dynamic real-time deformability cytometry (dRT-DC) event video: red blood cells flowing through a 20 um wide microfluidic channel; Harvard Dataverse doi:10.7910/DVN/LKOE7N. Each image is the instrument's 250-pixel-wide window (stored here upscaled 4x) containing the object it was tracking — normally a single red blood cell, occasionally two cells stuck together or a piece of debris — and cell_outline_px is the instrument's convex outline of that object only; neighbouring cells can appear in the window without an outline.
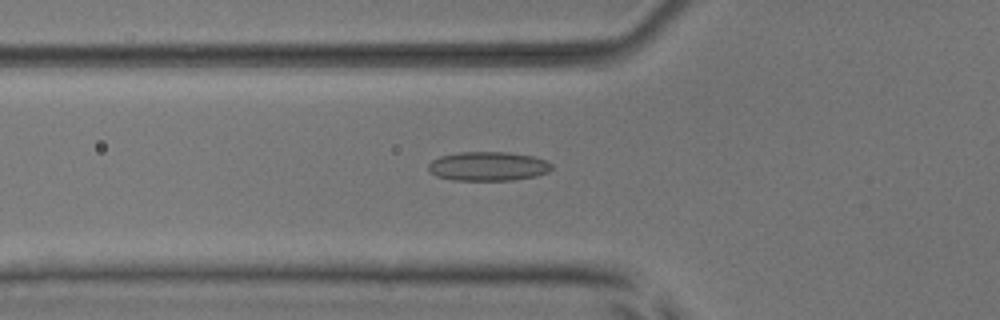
{"species": "common noctule bat (a hibernating species)", "species_latin": "Nyctalus noctula", "temperature_condition": "room temperature", "stored_images_in_passage": 43, "camera_frame_rate_fps": 3000, "um_per_image_px": 0.085, "animal": {"sex": "male", "body_mass_g": 17.9, "forearm_length_mm": 54.2}, "frame": {"image": 1, "passage_image": 9, "time_ms": 2.667, "image_size_px": [1000, 320], "cell_outline_px": [[552, 168], [548, 172], [536, 176], [512, 180], [452, 180], [436, 176], [428, 168], [428, 164], [432, 160], [440, 156], [460, 152], [508, 152], [532, 156], [544, 160], [552, 164]], "centroid_in_image_um": [41.48, 14.13], "position_along_channel_um": 84.3, "area_um2": 20.87}}
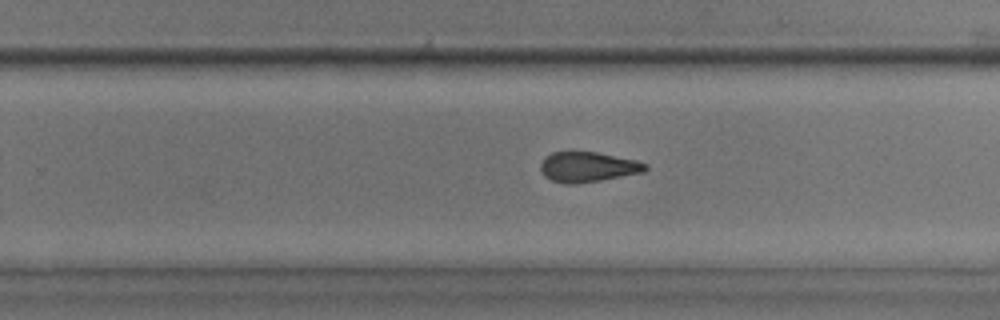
{"frame": {"image": 2, "passage_image": 24, "time_ms": 7.667, "image_size_px": [1000, 320], "cell_outline_px": [[648, 168], [644, 172], [600, 180], [576, 184], [564, 184], [552, 180], [544, 176], [540, 168], [540, 164], [544, 156], [552, 152], [568, 148], [596, 152], [636, 160], [648, 164]], "centroid_in_image_um": [49.9, 14.14], "position_along_channel_um": 279.9, "area_um2": 19.07}}
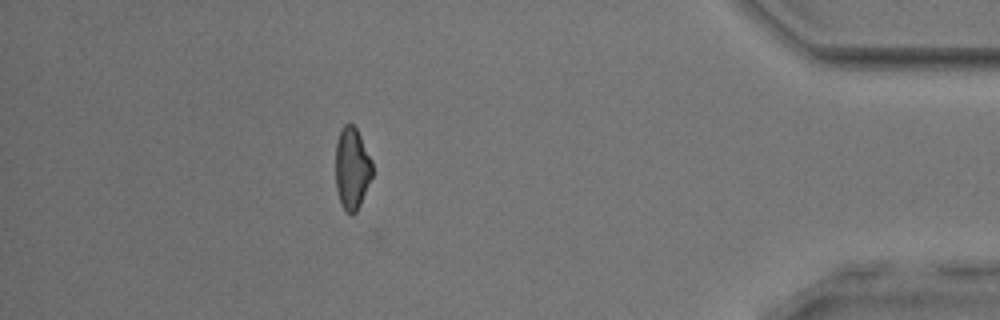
{"frame": {"image": 3, "passage_image": 37, "time_ms": 12.0, "image_size_px": [1000, 320], "cell_outline_px": [[372, 176], [360, 204], [356, 212], [352, 216], [340, 204], [336, 188], [336, 144], [340, 128], [344, 124], [352, 124], [356, 128], [372, 160]], "centroid_in_image_um": [29.91, 14.31], "position_along_channel_um": 405.3, "area_um2": 17.51}, "authors_computed_cell_mechanics": {"area_um2": 18.9584, "velocity_mm_per_s": 3.919, "shape_relaxation_time_tau1_ms": null, "shape_relaxation_time_tau2_ms": 2.257, "deformation_change_tau1": null, "deformation_change_tau2": 0.0994}}